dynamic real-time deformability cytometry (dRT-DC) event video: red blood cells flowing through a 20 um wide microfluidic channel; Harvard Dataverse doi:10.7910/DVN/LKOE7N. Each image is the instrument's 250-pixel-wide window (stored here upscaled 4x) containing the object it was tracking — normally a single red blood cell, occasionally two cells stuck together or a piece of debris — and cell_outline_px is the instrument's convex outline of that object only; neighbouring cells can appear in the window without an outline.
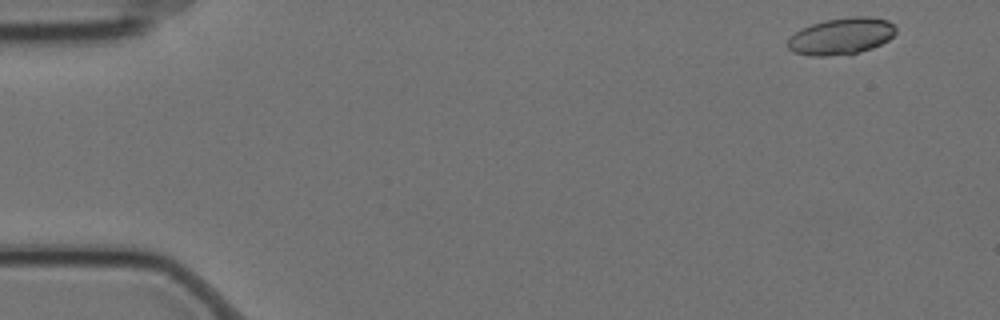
{"species": "Egyptian fruit bat (a non-hibernating species)", "species_latin": "Rousettus aegyptiacus", "temperature_condition": "cold", "stored_images_in_passage": 6, "camera_frame_rate_fps": 3000, "um_per_image_px": 0.085, "animal": {"sex": "female"}, "frame": {"image": 1, "passage_image": 1, "time_ms": 0.0, "image_size_px": [1000, 320], "cell_outline_px": [[896, 32], [888, 40], [872, 48], [848, 56], [812, 56], [792, 52], [788, 48], [788, 40], [796, 32], [812, 24], [828, 20], [852, 16], [868, 16], [888, 20], [896, 28]], "centroid_in_image_um": [71.53, 3.1], "position_along_channel_um": 13.5, "area_um2": 23.18}}
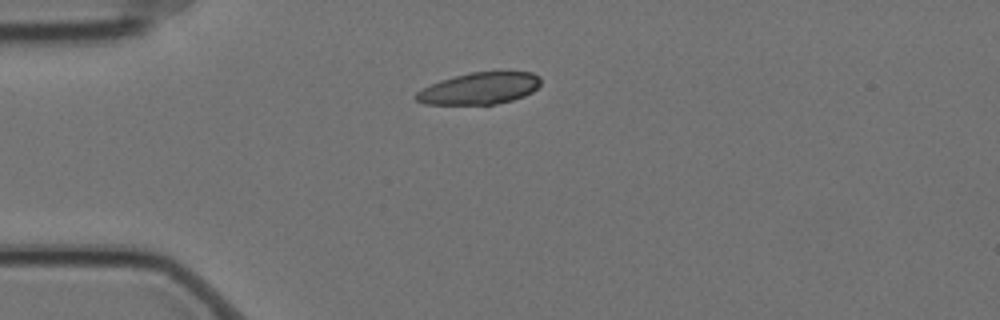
{"frame": {"image": 2, "passage_image": 4, "time_ms": 1.0, "image_size_px": [1000, 320], "cell_outline_px": [[540, 84], [532, 92], [524, 96], [512, 100], [496, 104], [424, 104], [416, 100], [412, 96], [416, 92], [440, 80], [472, 72], [532, 72], [540, 76]], "centroid_in_image_um": [40.75, 7.52], "position_along_channel_um": 44.2, "area_um2": 22.95}}
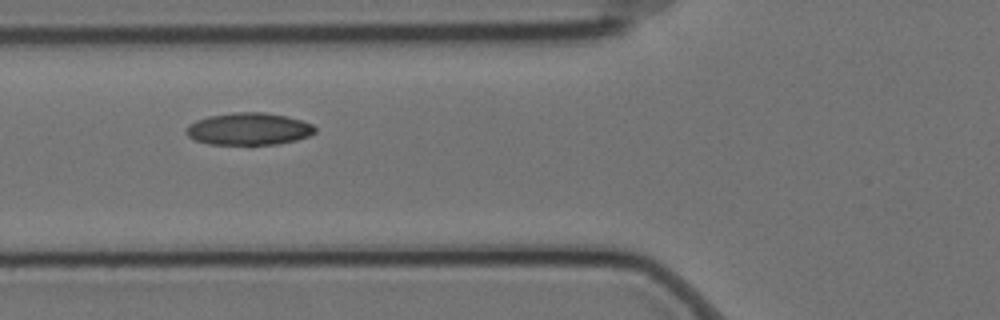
{"frame": {"image": 3, "passage_image": 6, "time_ms": 1.667, "image_size_px": [1000, 320], "cell_outline_px": [[316, 132], [308, 136], [296, 140], [276, 144], [208, 144], [196, 140], [188, 136], [184, 132], [188, 124], [196, 120], [208, 116], [236, 112], [264, 112], [284, 116], [300, 120], [312, 124], [316, 128]], "centroid_in_image_um": [21.12, 10.96], "position_along_channel_um": 104.7, "area_um2": 24.1}}